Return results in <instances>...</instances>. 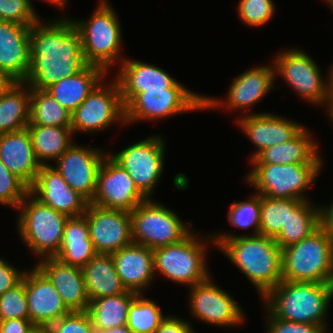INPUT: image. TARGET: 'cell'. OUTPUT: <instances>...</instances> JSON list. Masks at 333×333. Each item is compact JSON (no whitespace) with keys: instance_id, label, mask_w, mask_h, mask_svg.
<instances>
[{"instance_id":"e575fe53","label":"cell","mask_w":333,"mask_h":333,"mask_svg":"<svg viewBox=\"0 0 333 333\" xmlns=\"http://www.w3.org/2000/svg\"><path fill=\"white\" fill-rule=\"evenodd\" d=\"M28 125L71 127V113L45 90L30 88Z\"/></svg>"},{"instance_id":"6da1fadb","label":"cell","mask_w":333,"mask_h":333,"mask_svg":"<svg viewBox=\"0 0 333 333\" xmlns=\"http://www.w3.org/2000/svg\"><path fill=\"white\" fill-rule=\"evenodd\" d=\"M29 39L31 68L24 82L31 89L45 90L87 65L81 37L68 17L48 23L39 20L30 27Z\"/></svg>"},{"instance_id":"7a4b0ae2","label":"cell","mask_w":333,"mask_h":333,"mask_svg":"<svg viewBox=\"0 0 333 333\" xmlns=\"http://www.w3.org/2000/svg\"><path fill=\"white\" fill-rule=\"evenodd\" d=\"M217 246L258 290L261 299L282 281V249L273 238L258 235L209 234Z\"/></svg>"},{"instance_id":"d590c367","label":"cell","mask_w":333,"mask_h":333,"mask_svg":"<svg viewBox=\"0 0 333 333\" xmlns=\"http://www.w3.org/2000/svg\"><path fill=\"white\" fill-rule=\"evenodd\" d=\"M301 199H279L261 196L260 234L275 239L289 219V212Z\"/></svg>"},{"instance_id":"ab89813d","label":"cell","mask_w":333,"mask_h":333,"mask_svg":"<svg viewBox=\"0 0 333 333\" xmlns=\"http://www.w3.org/2000/svg\"><path fill=\"white\" fill-rule=\"evenodd\" d=\"M29 193L30 187L0 160V204L17 209Z\"/></svg>"},{"instance_id":"ac0fdd59","label":"cell","mask_w":333,"mask_h":333,"mask_svg":"<svg viewBox=\"0 0 333 333\" xmlns=\"http://www.w3.org/2000/svg\"><path fill=\"white\" fill-rule=\"evenodd\" d=\"M106 154L101 149L86 148L73 142L53 167L72 189L90 203L96 191L97 171Z\"/></svg>"},{"instance_id":"f1b7e54d","label":"cell","mask_w":333,"mask_h":333,"mask_svg":"<svg viewBox=\"0 0 333 333\" xmlns=\"http://www.w3.org/2000/svg\"><path fill=\"white\" fill-rule=\"evenodd\" d=\"M96 254L85 215L68 217L61 247L54 258L63 264L83 268Z\"/></svg>"},{"instance_id":"1f68e13d","label":"cell","mask_w":333,"mask_h":333,"mask_svg":"<svg viewBox=\"0 0 333 333\" xmlns=\"http://www.w3.org/2000/svg\"><path fill=\"white\" fill-rule=\"evenodd\" d=\"M27 130L41 165L56 161L73 144L71 127L28 125Z\"/></svg>"},{"instance_id":"ee69618b","label":"cell","mask_w":333,"mask_h":333,"mask_svg":"<svg viewBox=\"0 0 333 333\" xmlns=\"http://www.w3.org/2000/svg\"><path fill=\"white\" fill-rule=\"evenodd\" d=\"M267 333H326L319 324L296 323L275 317L268 309Z\"/></svg>"},{"instance_id":"cb8c5ba5","label":"cell","mask_w":333,"mask_h":333,"mask_svg":"<svg viewBox=\"0 0 333 333\" xmlns=\"http://www.w3.org/2000/svg\"><path fill=\"white\" fill-rule=\"evenodd\" d=\"M35 265L50 280L70 311H87L90 300L82 268L63 264L56 258H44Z\"/></svg>"},{"instance_id":"60d3db41","label":"cell","mask_w":333,"mask_h":333,"mask_svg":"<svg viewBox=\"0 0 333 333\" xmlns=\"http://www.w3.org/2000/svg\"><path fill=\"white\" fill-rule=\"evenodd\" d=\"M274 5L272 0H240L238 17L248 26L259 27L272 19L276 11Z\"/></svg>"},{"instance_id":"b9f144b4","label":"cell","mask_w":333,"mask_h":333,"mask_svg":"<svg viewBox=\"0 0 333 333\" xmlns=\"http://www.w3.org/2000/svg\"><path fill=\"white\" fill-rule=\"evenodd\" d=\"M0 20L31 27L40 20L29 0H0Z\"/></svg>"},{"instance_id":"f907efd6","label":"cell","mask_w":333,"mask_h":333,"mask_svg":"<svg viewBox=\"0 0 333 333\" xmlns=\"http://www.w3.org/2000/svg\"><path fill=\"white\" fill-rule=\"evenodd\" d=\"M94 333H133L127 325L111 329H94Z\"/></svg>"},{"instance_id":"5b68a950","label":"cell","mask_w":333,"mask_h":333,"mask_svg":"<svg viewBox=\"0 0 333 333\" xmlns=\"http://www.w3.org/2000/svg\"><path fill=\"white\" fill-rule=\"evenodd\" d=\"M282 280L333 284V241L321 227L282 249Z\"/></svg>"},{"instance_id":"8d00e7d4","label":"cell","mask_w":333,"mask_h":333,"mask_svg":"<svg viewBox=\"0 0 333 333\" xmlns=\"http://www.w3.org/2000/svg\"><path fill=\"white\" fill-rule=\"evenodd\" d=\"M165 317L159 305L139 294L128 309L127 327L133 333H155Z\"/></svg>"},{"instance_id":"f35d334b","label":"cell","mask_w":333,"mask_h":333,"mask_svg":"<svg viewBox=\"0 0 333 333\" xmlns=\"http://www.w3.org/2000/svg\"><path fill=\"white\" fill-rule=\"evenodd\" d=\"M8 319L30 320L25 291V273L17 285L0 295V321Z\"/></svg>"},{"instance_id":"9a60e30c","label":"cell","mask_w":333,"mask_h":333,"mask_svg":"<svg viewBox=\"0 0 333 333\" xmlns=\"http://www.w3.org/2000/svg\"><path fill=\"white\" fill-rule=\"evenodd\" d=\"M189 308L192 317L220 327H237L244 322L243 308L231 294L216 286L211 276L189 287Z\"/></svg>"},{"instance_id":"4dcf8cb0","label":"cell","mask_w":333,"mask_h":333,"mask_svg":"<svg viewBox=\"0 0 333 333\" xmlns=\"http://www.w3.org/2000/svg\"><path fill=\"white\" fill-rule=\"evenodd\" d=\"M29 109L30 86L24 81H15L0 97V134L27 128Z\"/></svg>"},{"instance_id":"9c48e42d","label":"cell","mask_w":333,"mask_h":333,"mask_svg":"<svg viewBox=\"0 0 333 333\" xmlns=\"http://www.w3.org/2000/svg\"><path fill=\"white\" fill-rule=\"evenodd\" d=\"M130 213L133 243L152 250L177 243L191 232V223L187 226L174 210L152 198L141 202Z\"/></svg>"},{"instance_id":"2e32d148","label":"cell","mask_w":333,"mask_h":333,"mask_svg":"<svg viewBox=\"0 0 333 333\" xmlns=\"http://www.w3.org/2000/svg\"><path fill=\"white\" fill-rule=\"evenodd\" d=\"M84 215L97 253L111 254L133 243L130 212L88 203Z\"/></svg>"},{"instance_id":"4fadbf2b","label":"cell","mask_w":333,"mask_h":333,"mask_svg":"<svg viewBox=\"0 0 333 333\" xmlns=\"http://www.w3.org/2000/svg\"><path fill=\"white\" fill-rule=\"evenodd\" d=\"M113 81L106 86L101 81L71 113V129L74 135L76 132L104 131L116 121L126 125L120 87L116 79Z\"/></svg>"},{"instance_id":"ba28073f","label":"cell","mask_w":333,"mask_h":333,"mask_svg":"<svg viewBox=\"0 0 333 333\" xmlns=\"http://www.w3.org/2000/svg\"><path fill=\"white\" fill-rule=\"evenodd\" d=\"M190 232L181 241L153 250L154 272L159 271L169 280L189 287L210 276L206 260V241Z\"/></svg>"},{"instance_id":"484cf974","label":"cell","mask_w":333,"mask_h":333,"mask_svg":"<svg viewBox=\"0 0 333 333\" xmlns=\"http://www.w3.org/2000/svg\"><path fill=\"white\" fill-rule=\"evenodd\" d=\"M0 160L29 187L34 184L42 166L36 158L27 128L0 134Z\"/></svg>"},{"instance_id":"8992f818","label":"cell","mask_w":333,"mask_h":333,"mask_svg":"<svg viewBox=\"0 0 333 333\" xmlns=\"http://www.w3.org/2000/svg\"><path fill=\"white\" fill-rule=\"evenodd\" d=\"M17 228L23 243L40 260L54 258L60 247L68 216L44 205L29 193L19 204Z\"/></svg>"},{"instance_id":"7bdbcfd3","label":"cell","mask_w":333,"mask_h":333,"mask_svg":"<svg viewBox=\"0 0 333 333\" xmlns=\"http://www.w3.org/2000/svg\"><path fill=\"white\" fill-rule=\"evenodd\" d=\"M48 333H94L87 311H71L47 327Z\"/></svg>"},{"instance_id":"836d02e7","label":"cell","mask_w":333,"mask_h":333,"mask_svg":"<svg viewBox=\"0 0 333 333\" xmlns=\"http://www.w3.org/2000/svg\"><path fill=\"white\" fill-rule=\"evenodd\" d=\"M320 227L319 206L309 200L301 201L292 212L279 235L274 239L281 249L300 242Z\"/></svg>"},{"instance_id":"f6af8a7d","label":"cell","mask_w":333,"mask_h":333,"mask_svg":"<svg viewBox=\"0 0 333 333\" xmlns=\"http://www.w3.org/2000/svg\"><path fill=\"white\" fill-rule=\"evenodd\" d=\"M24 273L25 270H18L0 257V295L17 285L23 279Z\"/></svg>"},{"instance_id":"7dc6e473","label":"cell","mask_w":333,"mask_h":333,"mask_svg":"<svg viewBox=\"0 0 333 333\" xmlns=\"http://www.w3.org/2000/svg\"><path fill=\"white\" fill-rule=\"evenodd\" d=\"M36 327L28 319L0 321V333H30Z\"/></svg>"},{"instance_id":"681fc988","label":"cell","mask_w":333,"mask_h":333,"mask_svg":"<svg viewBox=\"0 0 333 333\" xmlns=\"http://www.w3.org/2000/svg\"><path fill=\"white\" fill-rule=\"evenodd\" d=\"M15 81L6 73L0 71V97L12 86Z\"/></svg>"},{"instance_id":"db71d44e","label":"cell","mask_w":333,"mask_h":333,"mask_svg":"<svg viewBox=\"0 0 333 333\" xmlns=\"http://www.w3.org/2000/svg\"><path fill=\"white\" fill-rule=\"evenodd\" d=\"M30 333H48L47 328H35Z\"/></svg>"},{"instance_id":"7c38bea8","label":"cell","mask_w":333,"mask_h":333,"mask_svg":"<svg viewBox=\"0 0 333 333\" xmlns=\"http://www.w3.org/2000/svg\"><path fill=\"white\" fill-rule=\"evenodd\" d=\"M166 147L163 137L156 135L133 143L114 155L110 152V156L127 171L148 199L152 198L150 196L162 178Z\"/></svg>"},{"instance_id":"e0dca14e","label":"cell","mask_w":333,"mask_h":333,"mask_svg":"<svg viewBox=\"0 0 333 333\" xmlns=\"http://www.w3.org/2000/svg\"><path fill=\"white\" fill-rule=\"evenodd\" d=\"M275 79L272 64L251 68L232 81L225 101L203 95V109L249 110L274 88Z\"/></svg>"},{"instance_id":"11a10c76","label":"cell","mask_w":333,"mask_h":333,"mask_svg":"<svg viewBox=\"0 0 333 333\" xmlns=\"http://www.w3.org/2000/svg\"><path fill=\"white\" fill-rule=\"evenodd\" d=\"M327 113H328V115H330L329 118H330V120L332 119V122H333V101L331 102Z\"/></svg>"},{"instance_id":"d6a6232c","label":"cell","mask_w":333,"mask_h":333,"mask_svg":"<svg viewBox=\"0 0 333 333\" xmlns=\"http://www.w3.org/2000/svg\"><path fill=\"white\" fill-rule=\"evenodd\" d=\"M137 295L126 291L123 294L91 300L87 312L94 329H111L127 325L128 309Z\"/></svg>"},{"instance_id":"83f0119b","label":"cell","mask_w":333,"mask_h":333,"mask_svg":"<svg viewBox=\"0 0 333 333\" xmlns=\"http://www.w3.org/2000/svg\"><path fill=\"white\" fill-rule=\"evenodd\" d=\"M97 66L86 65L73 76L62 78L45 89L60 105L72 113L106 76Z\"/></svg>"},{"instance_id":"8fae6325","label":"cell","mask_w":333,"mask_h":333,"mask_svg":"<svg viewBox=\"0 0 333 333\" xmlns=\"http://www.w3.org/2000/svg\"><path fill=\"white\" fill-rule=\"evenodd\" d=\"M203 110V95L188 88L148 89L125 106V124L160 120L183 112ZM135 121V122H134Z\"/></svg>"},{"instance_id":"816d5d0a","label":"cell","mask_w":333,"mask_h":333,"mask_svg":"<svg viewBox=\"0 0 333 333\" xmlns=\"http://www.w3.org/2000/svg\"><path fill=\"white\" fill-rule=\"evenodd\" d=\"M29 1H30L32 8L34 9V5H32L31 0H29ZM43 1L49 2L52 5H56V6L60 7V9H63L67 5V2H68V0H43Z\"/></svg>"},{"instance_id":"ffe728a7","label":"cell","mask_w":333,"mask_h":333,"mask_svg":"<svg viewBox=\"0 0 333 333\" xmlns=\"http://www.w3.org/2000/svg\"><path fill=\"white\" fill-rule=\"evenodd\" d=\"M30 193L44 205L68 217L84 215L88 201L72 189L53 165H42Z\"/></svg>"},{"instance_id":"7402d4cb","label":"cell","mask_w":333,"mask_h":333,"mask_svg":"<svg viewBox=\"0 0 333 333\" xmlns=\"http://www.w3.org/2000/svg\"><path fill=\"white\" fill-rule=\"evenodd\" d=\"M116 74L124 107L138 94L148 89L186 88L164 69L140 60L125 58Z\"/></svg>"},{"instance_id":"30bf717a","label":"cell","mask_w":333,"mask_h":333,"mask_svg":"<svg viewBox=\"0 0 333 333\" xmlns=\"http://www.w3.org/2000/svg\"><path fill=\"white\" fill-rule=\"evenodd\" d=\"M312 56L301 49H286L273 59L275 76L281 75L297 95L313 105L330 107L328 75L326 81L321 71L311 58Z\"/></svg>"},{"instance_id":"f546056e","label":"cell","mask_w":333,"mask_h":333,"mask_svg":"<svg viewBox=\"0 0 333 333\" xmlns=\"http://www.w3.org/2000/svg\"><path fill=\"white\" fill-rule=\"evenodd\" d=\"M89 300L125 293L111 254L97 253L83 268Z\"/></svg>"},{"instance_id":"4316f807","label":"cell","mask_w":333,"mask_h":333,"mask_svg":"<svg viewBox=\"0 0 333 333\" xmlns=\"http://www.w3.org/2000/svg\"><path fill=\"white\" fill-rule=\"evenodd\" d=\"M303 127L292 139L262 150L250 163L269 164H323L318 143L312 133Z\"/></svg>"},{"instance_id":"bcb514c9","label":"cell","mask_w":333,"mask_h":333,"mask_svg":"<svg viewBox=\"0 0 333 333\" xmlns=\"http://www.w3.org/2000/svg\"><path fill=\"white\" fill-rule=\"evenodd\" d=\"M155 333H195V330L188 321L176 317L175 315H166Z\"/></svg>"},{"instance_id":"74e56055","label":"cell","mask_w":333,"mask_h":333,"mask_svg":"<svg viewBox=\"0 0 333 333\" xmlns=\"http://www.w3.org/2000/svg\"><path fill=\"white\" fill-rule=\"evenodd\" d=\"M228 221L237 228H253L252 235L260 234L261 195L255 193L248 200L233 201L228 211Z\"/></svg>"},{"instance_id":"52a82bcc","label":"cell","mask_w":333,"mask_h":333,"mask_svg":"<svg viewBox=\"0 0 333 333\" xmlns=\"http://www.w3.org/2000/svg\"><path fill=\"white\" fill-rule=\"evenodd\" d=\"M246 175L249 185L261 196L306 201L305 191L319 176L323 164L251 163ZM258 191V192H257Z\"/></svg>"},{"instance_id":"603a6c76","label":"cell","mask_w":333,"mask_h":333,"mask_svg":"<svg viewBox=\"0 0 333 333\" xmlns=\"http://www.w3.org/2000/svg\"><path fill=\"white\" fill-rule=\"evenodd\" d=\"M30 27L0 20V71L25 81L31 68Z\"/></svg>"},{"instance_id":"277c9868","label":"cell","mask_w":333,"mask_h":333,"mask_svg":"<svg viewBox=\"0 0 333 333\" xmlns=\"http://www.w3.org/2000/svg\"><path fill=\"white\" fill-rule=\"evenodd\" d=\"M72 22L81 37L82 52L87 65L100 67L108 73L114 62L122 63L125 58L120 53L122 48L120 21L108 2L100 0L90 19L85 21L72 19Z\"/></svg>"},{"instance_id":"d4e9b609","label":"cell","mask_w":333,"mask_h":333,"mask_svg":"<svg viewBox=\"0 0 333 333\" xmlns=\"http://www.w3.org/2000/svg\"><path fill=\"white\" fill-rule=\"evenodd\" d=\"M111 255L125 289L138 295L143 294L155 277L153 250L132 243Z\"/></svg>"},{"instance_id":"f5cc1de1","label":"cell","mask_w":333,"mask_h":333,"mask_svg":"<svg viewBox=\"0 0 333 333\" xmlns=\"http://www.w3.org/2000/svg\"><path fill=\"white\" fill-rule=\"evenodd\" d=\"M330 70L328 72V81H329V94L331 98V102L333 101V65L330 66Z\"/></svg>"},{"instance_id":"d6986e66","label":"cell","mask_w":333,"mask_h":333,"mask_svg":"<svg viewBox=\"0 0 333 333\" xmlns=\"http://www.w3.org/2000/svg\"><path fill=\"white\" fill-rule=\"evenodd\" d=\"M25 291L30 321L37 328H47L71 312L36 265L30 271L25 270Z\"/></svg>"},{"instance_id":"c3c4849f","label":"cell","mask_w":333,"mask_h":333,"mask_svg":"<svg viewBox=\"0 0 333 333\" xmlns=\"http://www.w3.org/2000/svg\"><path fill=\"white\" fill-rule=\"evenodd\" d=\"M329 206V207H328ZM320 210V227L333 241V202L329 205L319 206Z\"/></svg>"},{"instance_id":"5bb4252c","label":"cell","mask_w":333,"mask_h":333,"mask_svg":"<svg viewBox=\"0 0 333 333\" xmlns=\"http://www.w3.org/2000/svg\"><path fill=\"white\" fill-rule=\"evenodd\" d=\"M146 199L127 171L108 152L97 171L96 191L90 203L131 212Z\"/></svg>"},{"instance_id":"3957f363","label":"cell","mask_w":333,"mask_h":333,"mask_svg":"<svg viewBox=\"0 0 333 333\" xmlns=\"http://www.w3.org/2000/svg\"><path fill=\"white\" fill-rule=\"evenodd\" d=\"M333 284L281 281L263 298L275 317L296 323L319 324L327 331Z\"/></svg>"},{"instance_id":"44dd1931","label":"cell","mask_w":333,"mask_h":333,"mask_svg":"<svg viewBox=\"0 0 333 333\" xmlns=\"http://www.w3.org/2000/svg\"><path fill=\"white\" fill-rule=\"evenodd\" d=\"M236 122L257 148L251 160L262 150L289 141L304 127L301 123L267 112L245 114Z\"/></svg>"},{"instance_id":"9f6ffc18","label":"cell","mask_w":333,"mask_h":333,"mask_svg":"<svg viewBox=\"0 0 333 333\" xmlns=\"http://www.w3.org/2000/svg\"><path fill=\"white\" fill-rule=\"evenodd\" d=\"M325 2H327L328 7L333 11V0H326Z\"/></svg>"}]
</instances>
